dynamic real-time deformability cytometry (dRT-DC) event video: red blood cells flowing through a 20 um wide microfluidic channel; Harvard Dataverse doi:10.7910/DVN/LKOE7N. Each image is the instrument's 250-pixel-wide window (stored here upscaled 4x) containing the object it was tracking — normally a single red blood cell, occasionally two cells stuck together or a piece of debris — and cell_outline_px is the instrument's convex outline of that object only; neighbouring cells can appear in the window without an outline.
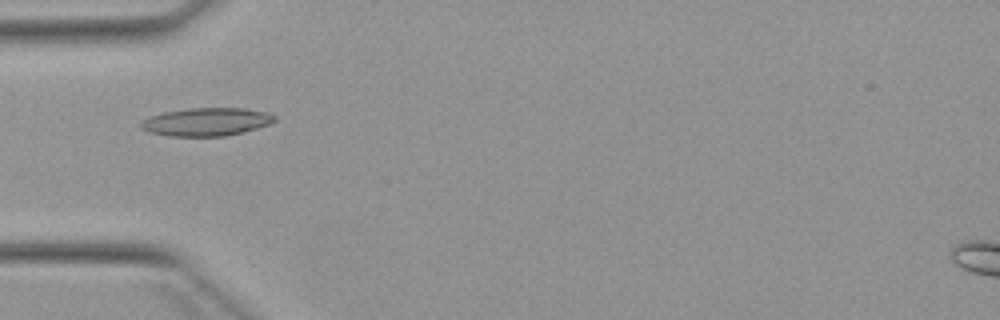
{"species": "Egyptian fruit bat (a non-hibernating species)", "species_latin": "Rousettus aegyptiacus", "temperature_condition": "warm", "stored_images_in_passage": 5, "camera_frame_rate_fps": 3000, "um_per_image_px": 0.085, "animal": {"sex": "female"}, "frame": {"image": 1, "passage_image": 5, "time_ms": 5.667, "image_size_px": [1000, 320], "cell_outline_px": [[276, 120], [268, 124], [244, 132], [224, 136], [168, 136], [148, 132], [140, 128], [140, 124], [148, 116], [164, 112], [188, 108], [244, 108], [268, 112], [276, 116]], "centroid_in_image_um": [17.53, 10.35], "position_along_channel_um": 67.5, "area_um2": 21.96}}